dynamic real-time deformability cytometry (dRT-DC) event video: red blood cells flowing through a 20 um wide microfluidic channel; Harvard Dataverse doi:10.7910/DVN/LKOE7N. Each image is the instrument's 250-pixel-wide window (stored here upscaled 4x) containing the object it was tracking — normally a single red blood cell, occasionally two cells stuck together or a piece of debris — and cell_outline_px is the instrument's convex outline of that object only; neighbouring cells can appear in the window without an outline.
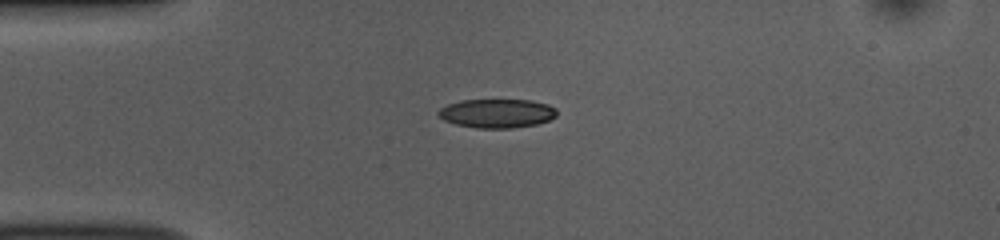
{"species": "common noctule bat (a hibernating species)", "species_latin": "Nyctalus noctula", "temperature_condition": "room temperature", "stored_images_in_passage": 40, "camera_frame_rate_fps": 3000, "um_per_image_px": 0.085, "animal": {"sex": "female", "body_mass_g": 10.0, "forearm_length_mm": 53.1}, "frame": {"image": 1, "passage_image": 1, "time_ms": 0.0, "image_size_px": [1000, 240], "cell_outline_px": [[556, 116], [548, 120], [536, 124], [512, 128], [476, 128], [456, 124], [444, 120], [436, 112], [440, 108], [448, 104], [460, 100], [532, 100], [548, 104], [556, 108]], "centroid_in_image_um": [42.23, 9.63], "position_along_channel_um": 42.8, "area_um2": 19.94}}
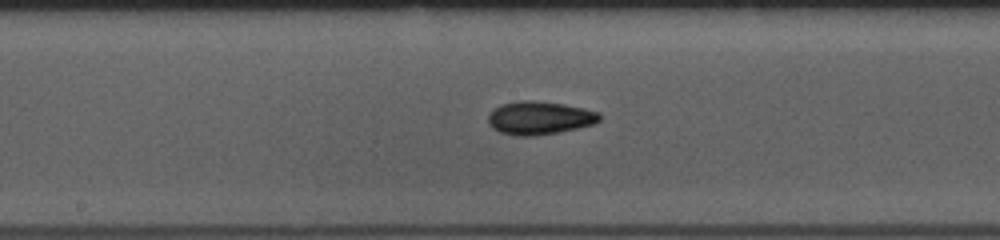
{"frame": {"image": 2, "passage_image": 15, "time_ms": 4.667, "image_size_px": [1000, 240], "cell_outline_px": [[600, 120], [596, 124], [560, 132], [536, 136], [516, 136], [500, 132], [492, 128], [488, 124], [488, 116], [492, 108], [500, 104], [520, 100], [532, 100], [564, 104], [584, 108], [600, 112]], "centroid_in_image_um": [45.85, 10.02], "position_along_channel_um": 202.4, "area_um2": 21.96}}
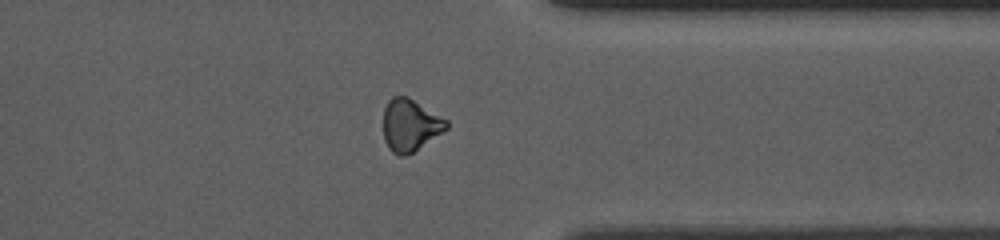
{"frame": {"image": 3, "passage_image": 29, "time_ms": 9.333, "image_size_px": [1000, 240], "cell_outline_px": [[448, 128], [444, 132], [412, 152], [404, 156], [400, 156], [392, 152], [388, 148], [384, 140], [384, 108], [388, 100], [392, 96], [408, 96], [448, 120]], "centroid_in_image_um": [34.87, 10.63], "position_along_channel_um": 376.5, "area_um2": 19.25}, "authors_computed_cell_mechanics": {"area_um2": 19.9699, "velocity_mm_per_s": 3.8486, "shape_relaxation_time_tau1_ms": 5.5185, "shape_relaxation_time_tau2_ms": 6.8233, "deformation_change_tau1": 0.124, "deformation_change_tau2": 0.1498}}